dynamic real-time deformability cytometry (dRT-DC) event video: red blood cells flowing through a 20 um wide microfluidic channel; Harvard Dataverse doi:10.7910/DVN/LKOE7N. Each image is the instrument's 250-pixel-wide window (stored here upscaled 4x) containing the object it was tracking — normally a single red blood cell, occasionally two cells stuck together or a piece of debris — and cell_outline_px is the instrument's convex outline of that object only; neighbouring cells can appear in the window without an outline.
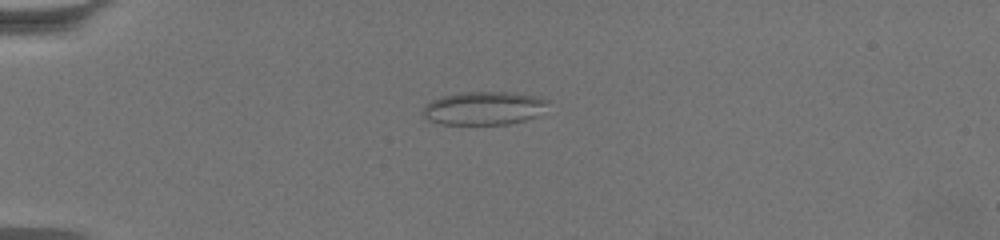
{"species": "common noctule bat (a hibernating species)", "species_latin": "Nyctalus noctula", "temperature_condition": "warm", "stored_images_in_passage": 47, "camera_frame_rate_fps": 3000, "um_per_image_px": 0.085, "animal": {"sex": "female", "body_mass_g": 19.5, "forearm_length_mm": 54.1}, "frame": {"image": 1, "passage_image": 2, "time_ms": 0.333, "image_size_px": [1000, 240], "cell_outline_px": [[548, 104], [536, 116], [524, 120], [508, 124], [440, 124], [428, 120], [420, 112], [432, 100], [440, 96], [460, 92], [512, 92], [532, 96], [548, 100]], "centroid_in_image_um": [41.07, 9.19], "position_along_channel_um": 43.9, "area_um2": 24.16}}
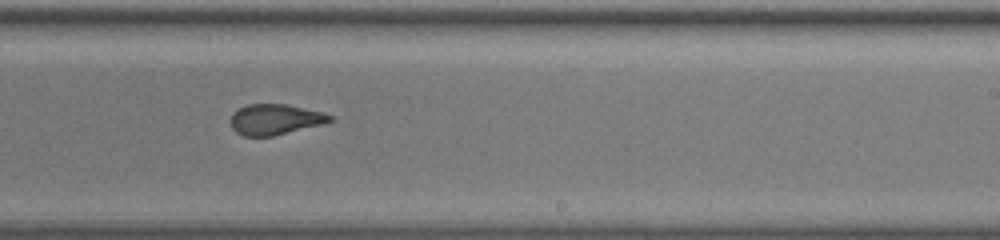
{"frame": {"image": 2, "passage_image": 25, "time_ms": 8.0, "image_size_px": [1000, 240], "cell_outline_px": [[336, 120], [324, 124], [272, 136], [244, 136], [236, 132], [232, 128], [228, 120], [232, 112], [248, 104], [288, 104], [324, 112], [332, 116]], "centroid_in_image_um": [23.39, 10.14], "position_along_channel_um": 265.6, "area_um2": 18.03}}
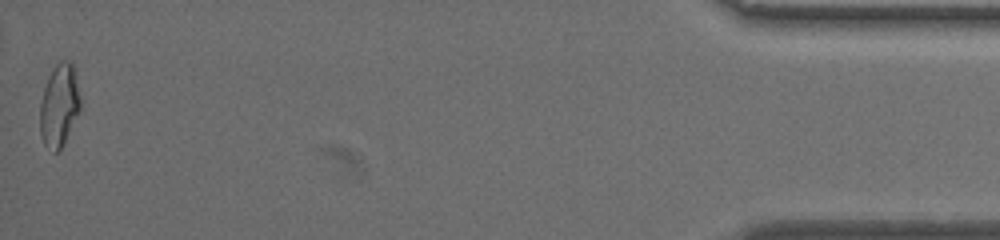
{"frame": {"image": 3, "passage_image": 47, "time_ms": 15.333, "image_size_px": [1000, 240], "cell_outline_px": [[80, 108], [64, 144], [56, 152], [52, 152], [44, 144], [40, 136], [40, 104], [44, 88], [48, 76], [56, 64], [60, 60], [72, 60], [76, 68], [80, 96]], "centroid_in_image_um": [5.04, 8.91], "position_along_channel_um": 430.2, "area_um2": 19.71}, "authors_computed_cell_mechanics": {"area_um2": 18.4382, "velocity_mm_per_s": 3.3955, "shape_relaxation_time_tau1_ms": null, "shape_relaxation_time_tau2_ms": 0.9572, "deformation_change_tau1": null, "deformation_change_tau2": 0.0855}}